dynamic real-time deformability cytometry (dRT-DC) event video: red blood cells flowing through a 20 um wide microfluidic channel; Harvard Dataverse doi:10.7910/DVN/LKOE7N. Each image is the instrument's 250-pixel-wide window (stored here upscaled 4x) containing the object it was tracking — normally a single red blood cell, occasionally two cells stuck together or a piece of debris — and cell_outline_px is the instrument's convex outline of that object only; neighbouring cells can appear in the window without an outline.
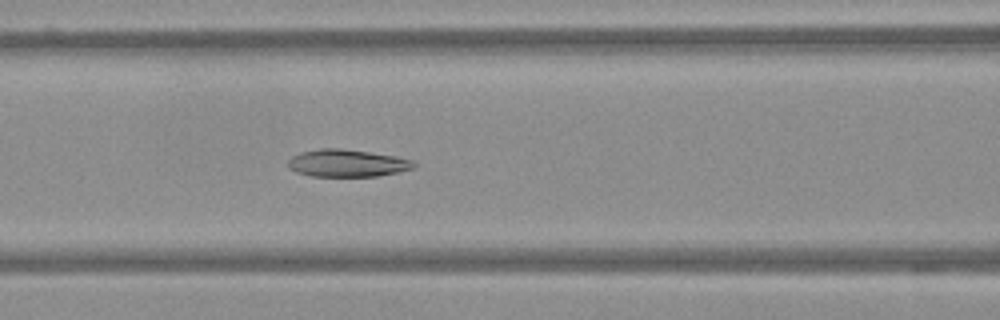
{"species": "Egyptian fruit bat (a non-hibernating species)", "species_latin": "Rousettus aegyptiacus", "temperature_condition": "warm", "stored_images_in_passage": 39, "camera_frame_rate_fps": 3000, "um_per_image_px": 0.085, "frame": {"image": 1, "passage_image": 6, "time_ms": 1.667, "image_size_px": [1000, 320], "cell_outline_px": [[416, 168], [376, 176], [312, 176], [296, 172], [288, 168], [288, 160], [292, 156], [300, 152], [320, 148], [340, 148], [396, 156], [412, 160], [416, 164]], "centroid_in_image_um": [29.49, 13.86], "position_along_channel_um": 137.1, "area_um2": 20.06}}
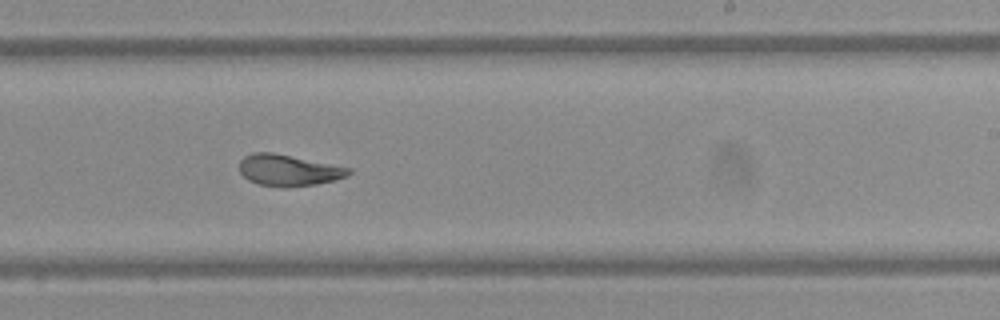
{"frame": {"image": 2, "passage_image": 17, "time_ms": 5.333, "image_size_px": [1000, 320], "cell_outline_px": [[352, 172], [348, 176], [336, 180], [316, 184], [284, 188], [260, 184], [248, 180], [240, 172], [240, 160], [244, 156], [252, 152], [272, 152], [352, 168]], "centroid_in_image_um": [24.54, 14.47], "position_along_channel_um": 264.5, "area_um2": 20.06}}
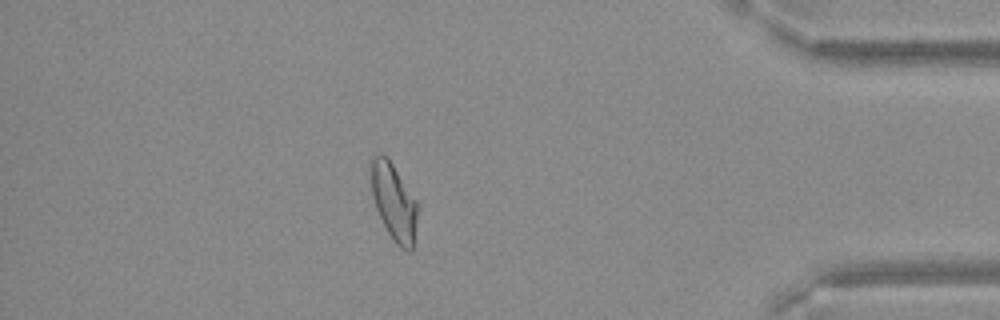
{"frame": {"image": 3, "passage_image": 32, "time_ms": 10.333, "image_size_px": [1000, 320], "cell_outline_px": [[416, 220], [412, 248], [408, 252], [400, 248], [392, 240], [376, 208], [372, 196], [372, 156], [380, 152], [392, 164], [416, 200]], "centroid_in_image_um": [33.46, 17.19], "position_along_channel_um": 401.7, "area_um2": 20.11}}